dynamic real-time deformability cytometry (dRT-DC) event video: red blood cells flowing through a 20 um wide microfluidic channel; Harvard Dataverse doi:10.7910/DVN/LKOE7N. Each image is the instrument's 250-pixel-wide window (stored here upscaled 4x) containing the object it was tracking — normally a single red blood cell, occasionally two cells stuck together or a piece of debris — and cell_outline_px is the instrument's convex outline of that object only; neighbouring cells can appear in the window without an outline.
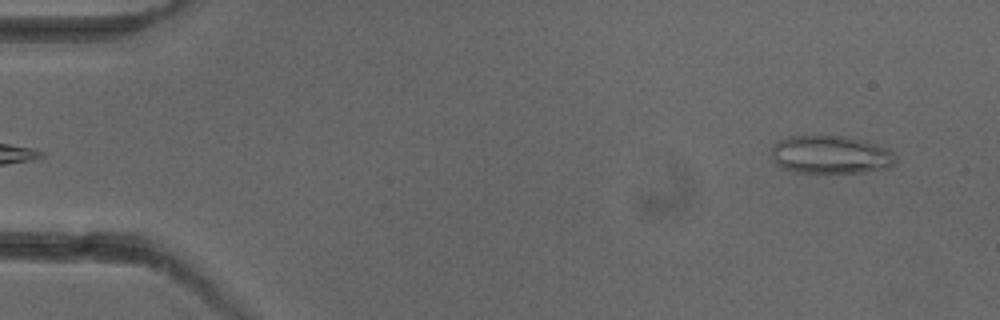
{"species": "common noctule bat (a hibernating species)", "species_latin": "Nyctalus noctula", "temperature_condition": "cold", "stored_images_in_passage": 5, "camera_frame_rate_fps": 3000, "um_per_image_px": 0.085, "animal": {"sex": "female"}, "frame": {"image": 1, "passage_image": 5, "time_ms": 5.667, "image_size_px": [1000, 320], "cell_outline_px": [[896, 164], [888, 168], [864, 172], [796, 172], [780, 168], [772, 160], [772, 148], [780, 140], [788, 136], [844, 136], [864, 140], [888, 148], [896, 156]], "centroid_in_image_um": [70.62, 13.15], "position_along_channel_um": 14.4, "area_um2": 27.69}}